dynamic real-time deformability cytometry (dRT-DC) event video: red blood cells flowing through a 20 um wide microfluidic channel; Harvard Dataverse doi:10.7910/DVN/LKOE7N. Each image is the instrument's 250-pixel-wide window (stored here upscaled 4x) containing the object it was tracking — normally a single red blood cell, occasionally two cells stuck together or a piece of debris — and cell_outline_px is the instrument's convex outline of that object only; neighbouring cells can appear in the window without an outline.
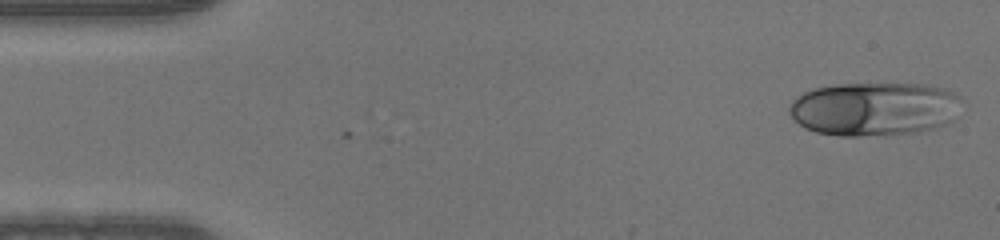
{"species": "human", "species_latin": "Homo sapiens", "temperature_condition": "warm", "stored_images_in_passage": 48, "camera_frame_rate_fps": 3000, "um_per_image_px": 0.085, "donor": {"sex": "male"}, "frame": {"image": 1, "passage_image": 1, "time_ms": 0.0, "image_size_px": [1000, 240], "cell_outline_px": [[964, 100], [960, 116], [952, 124], [920, 132], [860, 136], [836, 136], [816, 132], [804, 128], [792, 116], [788, 108], [792, 100], [796, 96], [804, 92], [816, 88], [836, 84], [924, 84], [944, 88], [956, 92]], "centroid_in_image_um": [74.44, 9.26], "position_along_channel_um": 10.6, "area_um2": 55.08}}
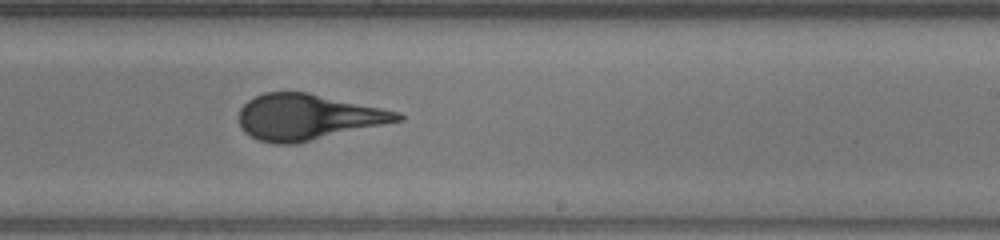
{"frame": {"image": 2, "passage_image": 28, "time_ms": 9.0, "image_size_px": [1000, 240], "cell_outline_px": [[404, 120], [296, 144], [272, 144], [256, 140], [248, 136], [240, 128], [240, 108], [248, 100], [264, 92], [308, 92], [400, 112], [404, 116]], "centroid_in_image_um": [26.14, 9.96], "position_along_channel_um": 262.9, "area_um2": 42.54}}
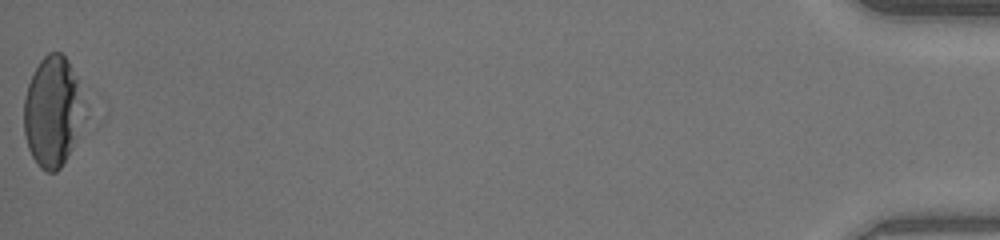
{"frame": {"image": 3, "passage_image": 48, "time_ms": 15.667, "image_size_px": [1000, 240], "cell_outline_px": [[92, 116], [60, 168], [56, 172], [48, 172], [40, 168], [36, 164], [28, 148], [24, 132], [24, 96], [28, 84], [40, 60], [48, 52], [60, 52], [68, 60]], "centroid_in_image_um": [4.56, 9.52], "position_along_channel_um": 430.6, "area_um2": 40.29}}